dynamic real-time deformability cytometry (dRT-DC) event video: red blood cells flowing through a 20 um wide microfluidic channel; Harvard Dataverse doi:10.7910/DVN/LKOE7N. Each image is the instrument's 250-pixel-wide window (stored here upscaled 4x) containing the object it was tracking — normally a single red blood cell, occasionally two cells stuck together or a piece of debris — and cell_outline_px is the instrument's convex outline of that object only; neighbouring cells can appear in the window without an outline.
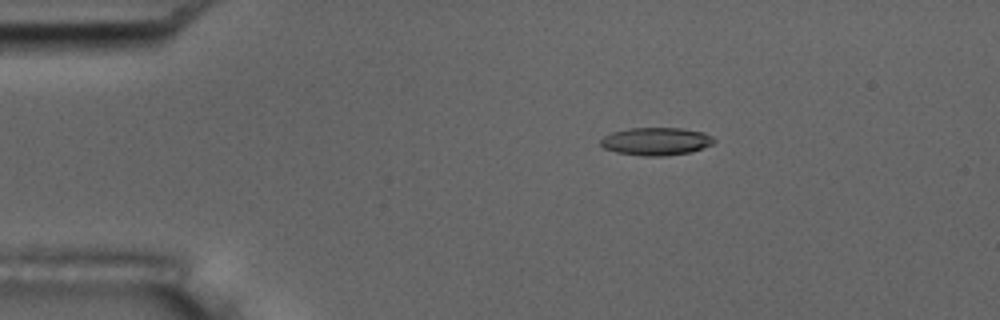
{"species": "common noctule bat (a hibernating species)", "species_latin": "Nyctalus noctula", "temperature_condition": "room temperature", "stored_images_in_passage": 54, "camera_frame_rate_fps": 3000, "um_per_image_px": 0.085, "animal": {"sex": "male", "body_mass_g": 17.5, "forearm_length_mm": 52.3}, "frame": {"image": 1, "passage_image": 10, "time_ms": 3.0, "image_size_px": [1000, 320], "cell_outline_px": [[716, 140], [712, 144], [688, 152], [668, 156], [644, 156], [616, 152], [604, 148], [600, 144], [600, 140], [604, 136], [612, 132], [628, 128], [680, 128], [704, 132], [712, 136]], "centroid_in_image_um": [55.75, 12.01], "position_along_channel_um": 29.3, "area_um2": 18.32}}
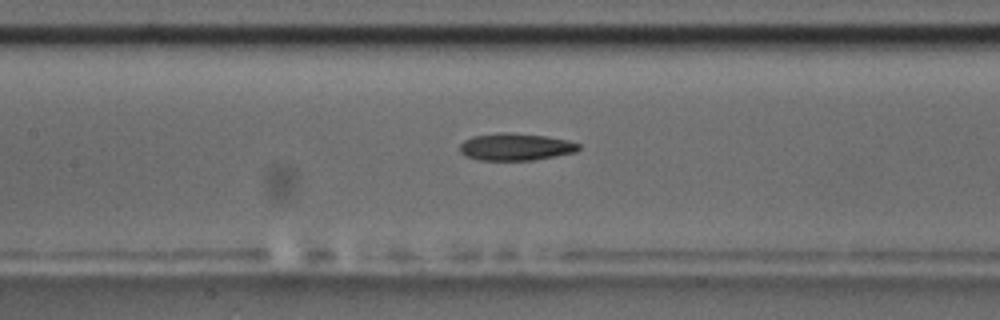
{"frame": {"image": 2, "passage_image": 25, "time_ms": 8.0, "image_size_px": [1000, 320], "cell_outline_px": [[580, 148], [576, 152], [556, 156], [532, 160], [480, 160], [464, 156], [460, 152], [460, 144], [464, 140], [472, 136], [496, 132], [512, 132], [544, 136], [568, 140], [580, 144]], "centroid_in_image_um": [43.8, 12.47], "position_along_channel_um": 163.6, "area_um2": 19.02}}
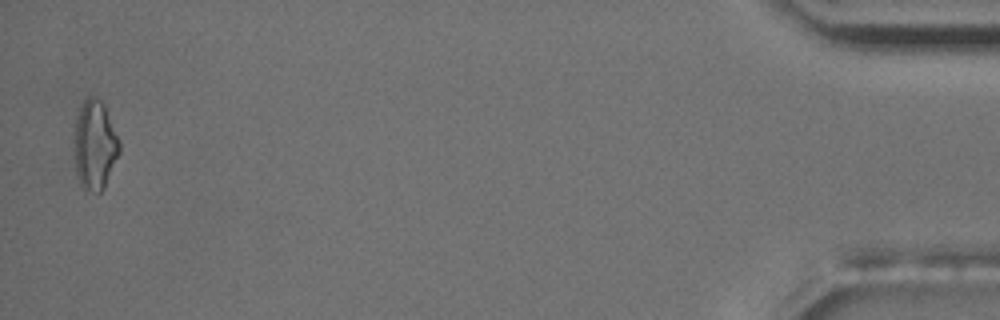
{"frame": {"image": 3, "passage_image": 53, "time_ms": 17.333, "image_size_px": [1000, 320], "cell_outline_px": [[120, 152], [104, 188], [100, 192], [84, 188], [80, 184], [76, 176], [76, 116], [84, 100], [88, 96], [96, 96], [104, 104], [120, 140]], "centroid_in_image_um": [8.09, 12.3], "position_along_channel_um": 427.1, "area_um2": 23.18}, "authors_computed_cell_mechanics": {"area_um2": 18.8717, "velocity_mm_per_s": 3.7811, "shape_relaxation_time_tau1_ms": null, "shape_relaxation_time_tau2_ms": 5.6047, "deformation_change_tau1": null, "deformation_change_tau2": 0.167}}